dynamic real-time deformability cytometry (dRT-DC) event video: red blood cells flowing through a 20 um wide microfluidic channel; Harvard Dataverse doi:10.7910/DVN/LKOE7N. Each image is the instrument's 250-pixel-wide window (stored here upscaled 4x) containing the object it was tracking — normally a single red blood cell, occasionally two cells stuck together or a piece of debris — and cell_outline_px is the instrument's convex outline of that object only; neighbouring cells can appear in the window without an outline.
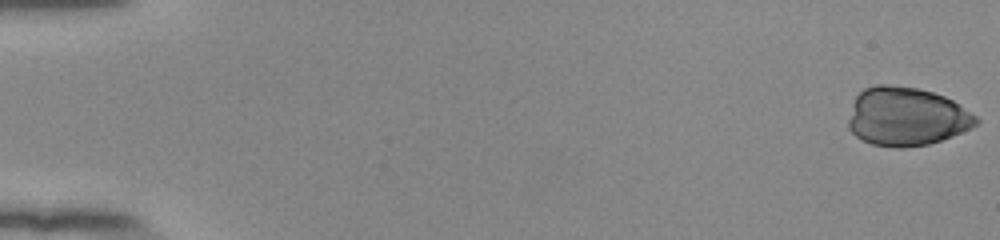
{"species": "human", "species_latin": "Homo sapiens", "temperature_condition": "room temperature", "stored_images_in_passage": 55, "camera_frame_rate_fps": 3000, "um_per_image_px": 0.085, "donor": {"sex": "female"}, "frame": {"image": 1, "passage_image": 1, "time_ms": 0.0, "image_size_px": [1000, 240], "cell_outline_px": [[980, 120], [972, 128], [952, 136], [928, 144], [904, 148], [896, 148], [872, 144], [856, 136], [848, 128], [848, 120], [852, 104], [856, 96], [864, 88], [876, 84], [884, 84], [916, 88], [932, 92], [944, 96], [952, 100], [976, 116]], "centroid_in_image_um": [77.03, 9.91], "position_along_channel_um": 8.0, "area_um2": 43.52}}
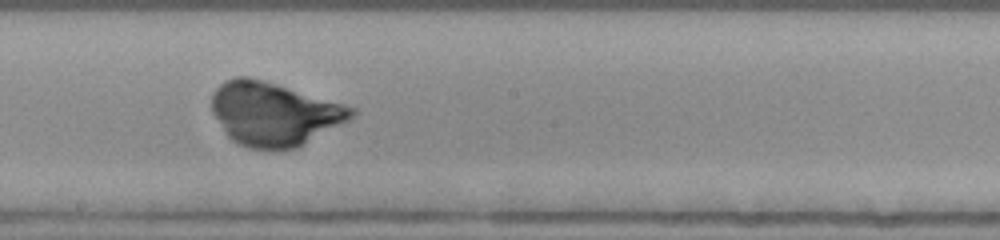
{"frame": {"image": 2, "passage_image": 32, "time_ms": 10.333, "image_size_px": [1000, 240], "cell_outline_px": [[356, 112], [348, 120], [296, 148], [248, 148], [232, 140], [228, 136], [212, 112], [212, 92], [224, 80], [236, 76], [248, 76], [264, 80], [356, 108]], "centroid_in_image_um": [23.25, 9.65], "position_along_channel_um": 224.9, "area_um2": 51.04}}
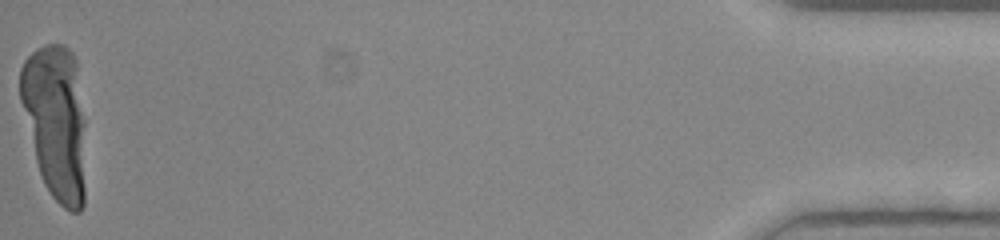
{"frame": {"image": 3, "passage_image": 55, "time_ms": 18.0, "image_size_px": [1000, 240], "cell_outline_px": [[84, 204], [80, 212], [72, 212], [64, 208], [52, 196], [44, 184], [36, 160], [20, 100], [20, 68], [24, 60], [36, 48], [44, 44], [64, 44], [72, 52], [76, 60], [84, 120]], "centroid_in_image_um": [4.73, 10.31], "position_along_channel_um": 430.5, "area_um2": 58.72}}